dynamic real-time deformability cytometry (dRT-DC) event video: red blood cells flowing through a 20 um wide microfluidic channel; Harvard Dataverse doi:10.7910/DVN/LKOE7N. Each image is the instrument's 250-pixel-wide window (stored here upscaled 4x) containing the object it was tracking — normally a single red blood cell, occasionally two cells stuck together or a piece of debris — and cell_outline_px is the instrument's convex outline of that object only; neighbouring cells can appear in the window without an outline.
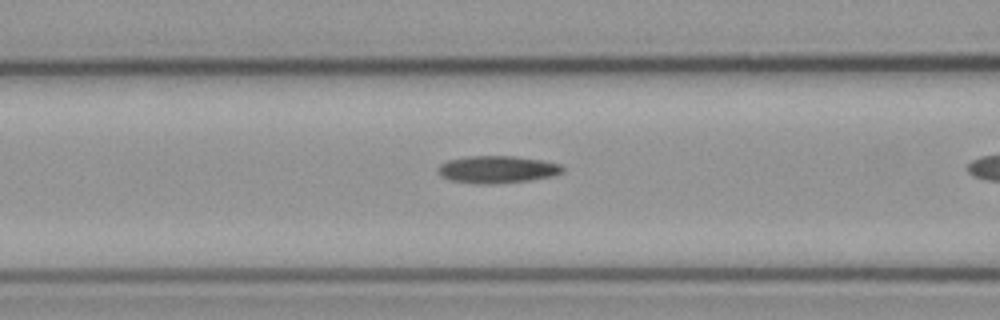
{"species": "common noctule bat (a hibernating species)", "species_latin": "Nyctalus noctula", "temperature_condition": "cold", "stored_images_in_passage": 9, "camera_frame_rate_fps": 3000, "um_per_image_px": 0.085, "animal": {"sex": "male", "body_mass_g": 23.1, "forearm_length_mm": 52.7}, "frame": {"image": 1, "passage_image": 8, "time_ms": 2.333, "image_size_px": [1000, 320], "cell_outline_px": [[564, 172], [552, 176], [528, 180], [496, 184], [476, 184], [452, 180], [440, 176], [436, 168], [440, 164], [448, 160], [468, 156], [516, 156], [540, 160], [560, 164], [564, 168]], "centroid_in_image_um": [42.24, 14.4], "position_along_channel_um": 124.4, "area_um2": 19.88}}